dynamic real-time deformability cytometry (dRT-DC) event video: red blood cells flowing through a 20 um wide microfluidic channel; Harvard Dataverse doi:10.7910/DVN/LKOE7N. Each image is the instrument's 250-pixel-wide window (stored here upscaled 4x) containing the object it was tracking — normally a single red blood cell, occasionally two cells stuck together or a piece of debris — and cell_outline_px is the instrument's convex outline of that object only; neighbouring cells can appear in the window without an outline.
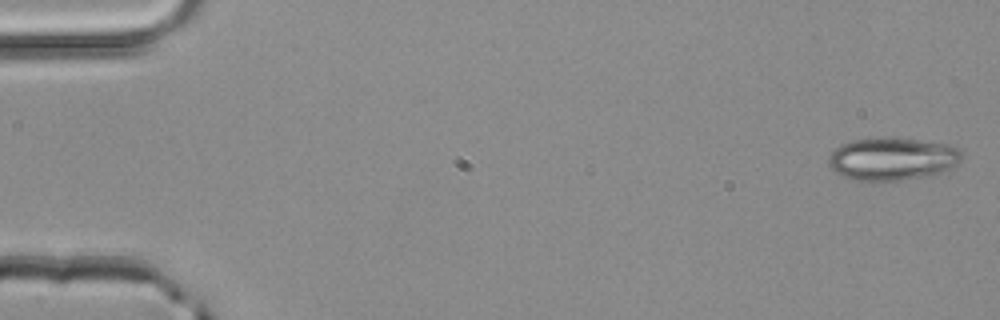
{"species": "common noctule bat (a hibernating species)", "species_latin": "Nyctalus noctula", "temperature_condition": "room temperature", "stored_images_in_passage": 4, "camera_frame_rate_fps": 3000, "um_per_image_px": 0.085, "animal": {"sex": "male", "body_mass_g": 20.4}, "frame": {"image": 1, "passage_image": 1, "time_ms": 0.0, "image_size_px": [1000, 320], "cell_outline_px": [[960, 160], [956, 164], [932, 176], [876, 184], [856, 180], [844, 176], [836, 172], [828, 164], [828, 156], [840, 144], [852, 140], [916, 140], [948, 144], [956, 148], [960, 152]], "centroid_in_image_um": [75.8, 13.58], "position_along_channel_um": 9.2, "area_um2": 32.83}}